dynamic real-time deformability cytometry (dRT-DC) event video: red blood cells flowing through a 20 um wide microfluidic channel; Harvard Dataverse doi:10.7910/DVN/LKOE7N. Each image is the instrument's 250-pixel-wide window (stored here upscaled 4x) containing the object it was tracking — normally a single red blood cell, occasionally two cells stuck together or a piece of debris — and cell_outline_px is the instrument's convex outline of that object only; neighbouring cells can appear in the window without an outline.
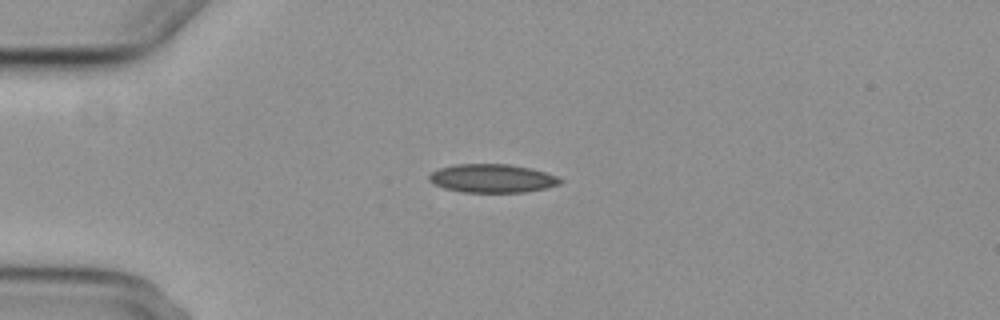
{"species": "common noctule bat (a hibernating species)", "species_latin": "Nyctalus noctula", "temperature_condition": "cold", "stored_images_in_passage": 4, "camera_frame_rate_fps": 3000, "um_per_image_px": 0.085, "animal": {"sex": "female", "body_mass_g": 29.2, "forearm_length_mm": 56.3}, "frame": {"image": 1, "passage_image": 1, "time_ms": 0.0, "image_size_px": [1000, 320], "cell_outline_px": [[564, 180], [560, 184], [544, 188], [524, 192], [460, 192], [444, 188], [428, 180], [428, 176], [432, 172], [440, 168], [456, 164], [508, 164], [528, 168], [544, 172], [556, 176]], "centroid_in_image_um": [41.82, 15.16], "position_along_channel_um": 43.2, "area_um2": 21.56}}
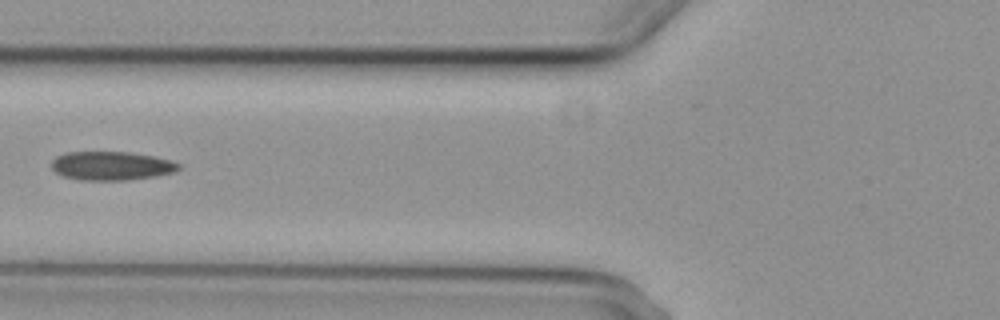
{"frame": {"image": 2, "passage_image": 3, "time_ms": 2.667, "image_size_px": [1000, 320], "cell_outline_px": [[180, 168], [176, 172], [156, 176], [128, 180], [80, 180], [60, 176], [52, 168], [52, 160], [56, 156], [68, 152], [128, 152], [152, 156], [168, 160], [180, 164]], "centroid_in_image_um": [9.45, 14.1], "position_along_channel_um": 116.4, "area_um2": 21.33}}
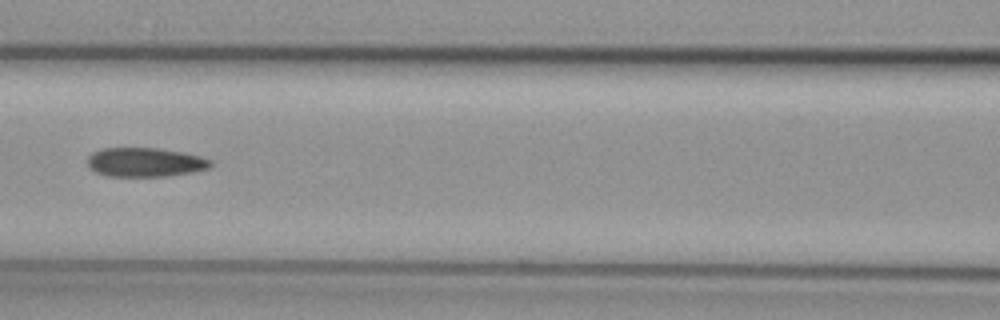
{"frame": {"image": 3, "passage_image": 4, "time_ms": 3.667, "image_size_px": [1000, 320], "cell_outline_px": [[212, 164], [208, 168], [192, 172], [168, 176], [108, 176], [96, 172], [88, 168], [88, 156], [92, 152], [104, 148], [160, 148], [184, 152], [200, 156], [212, 160]], "centroid_in_image_um": [12.33, 13.78], "position_along_channel_um": 154.3, "area_um2": 20.98}}